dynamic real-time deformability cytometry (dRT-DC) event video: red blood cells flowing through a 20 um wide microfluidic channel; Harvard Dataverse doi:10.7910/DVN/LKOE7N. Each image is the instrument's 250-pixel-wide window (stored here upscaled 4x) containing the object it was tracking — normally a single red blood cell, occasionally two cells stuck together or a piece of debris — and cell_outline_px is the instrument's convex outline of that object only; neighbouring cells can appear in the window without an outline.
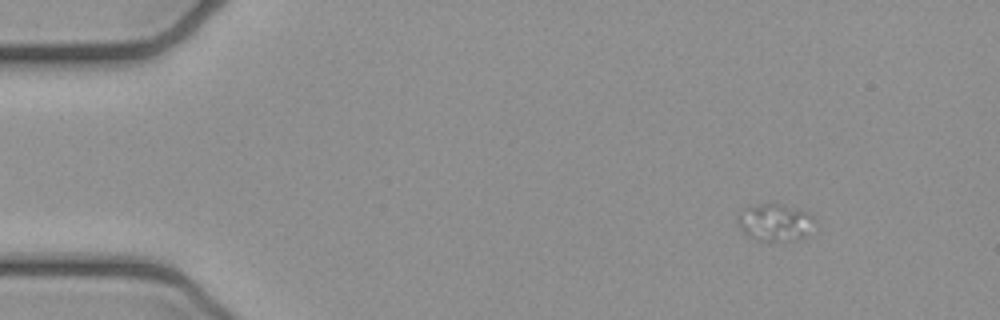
{"species": "common noctule bat (a hibernating species)", "species_latin": "Nyctalus noctula", "temperature_condition": "cold", "stored_images_in_passage": 4, "camera_frame_rate_fps": 3000, "um_per_image_px": 0.085, "animal": {"sex": "female", "body_mass_g": 21.9}, "frame": {"image": 1, "passage_image": 1, "time_ms": 0.0, "image_size_px": [1000, 320], "cell_outline_px": [[812, 220], [808, 236], [804, 240], [756, 240], [748, 236], [740, 228], [736, 220], [740, 212], [744, 208], [756, 204], [780, 204], [808, 212], [812, 216]], "centroid_in_image_um": [65.85, 18.91], "position_along_channel_um": 19.2, "area_um2": 16.53}}
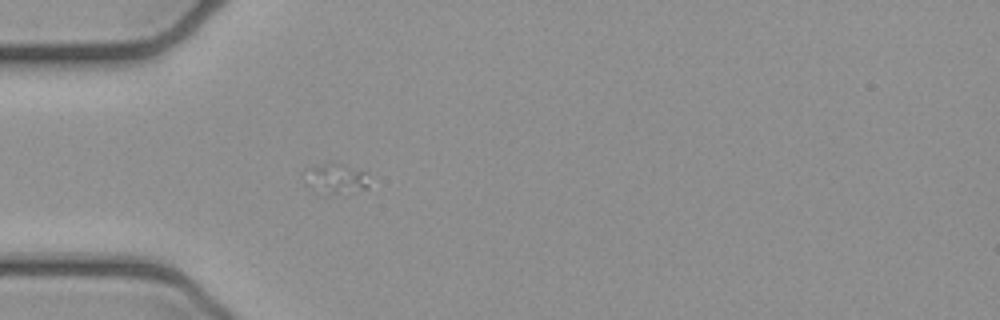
{"frame": {"image": 2, "passage_image": 4, "time_ms": 1.0, "image_size_px": [1000, 320], "cell_outline_px": [[368, 188], [332, 196], [324, 196], [312, 188], [308, 184], [312, 168], [324, 164], [344, 164], [368, 172]], "centroid_in_image_um": [28.69, 15.25], "position_along_channel_um": 56.3, "area_um2": 10.98}}